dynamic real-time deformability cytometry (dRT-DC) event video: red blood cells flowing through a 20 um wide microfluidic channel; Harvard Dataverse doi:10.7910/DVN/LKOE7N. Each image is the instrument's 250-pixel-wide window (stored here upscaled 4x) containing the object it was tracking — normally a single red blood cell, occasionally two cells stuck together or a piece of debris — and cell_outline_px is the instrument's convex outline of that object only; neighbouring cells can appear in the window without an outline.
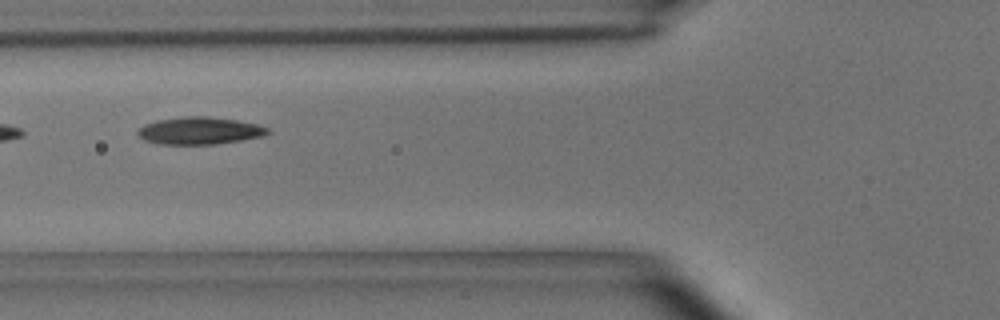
{"species": "common noctule bat (a hibernating species)", "species_latin": "Nyctalus noctula", "temperature_condition": "room temperature", "stored_images_in_passage": 9, "camera_frame_rate_fps": 3000, "um_per_image_px": 0.085, "animal": {"sex": "male", "body_mass_g": 15.6}, "frame": {"image": 1, "passage_image": 6, "time_ms": 1.667, "image_size_px": [1000, 320], "cell_outline_px": [[272, 132], [264, 136], [216, 144], [160, 144], [144, 140], [136, 132], [144, 124], [156, 120], [184, 116], [208, 116], [236, 120], [256, 124], [268, 128]], "centroid_in_image_um": [16.97, 11.1], "position_along_channel_um": 108.8, "area_um2": 20.69}}